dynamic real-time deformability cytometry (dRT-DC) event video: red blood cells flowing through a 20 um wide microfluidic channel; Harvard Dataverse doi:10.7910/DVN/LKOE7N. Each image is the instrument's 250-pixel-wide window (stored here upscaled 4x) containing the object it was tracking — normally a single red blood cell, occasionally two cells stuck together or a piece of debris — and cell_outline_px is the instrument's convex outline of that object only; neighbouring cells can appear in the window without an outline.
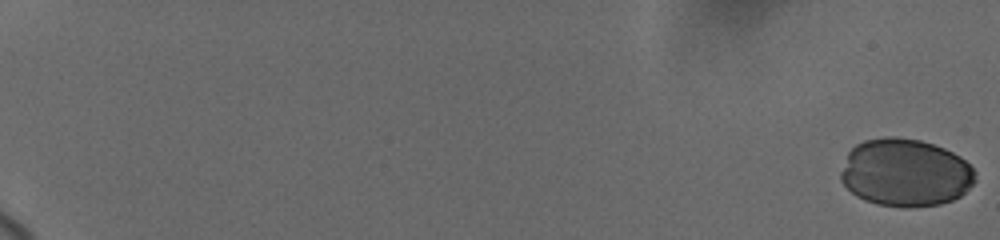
{"species": "human", "species_latin": "Homo sapiens", "temperature_condition": "cold", "stored_images_in_passage": 54, "camera_frame_rate_fps": 3000, "um_per_image_px": 0.085, "donor": {"sex": "female"}, "frame": {"image": 1, "passage_image": 1, "time_ms": 0.0, "image_size_px": [1000, 240], "cell_outline_px": [[976, 180], [960, 196], [952, 200], [940, 204], [912, 208], [904, 208], [876, 204], [864, 200], [856, 196], [840, 180], [840, 172], [848, 152], [856, 144], [864, 140], [884, 136], [896, 136], [920, 140], [944, 148], [960, 156], [976, 172]], "centroid_in_image_um": [76.94, 14.68], "position_along_channel_um": 8.1, "area_um2": 53.47}}
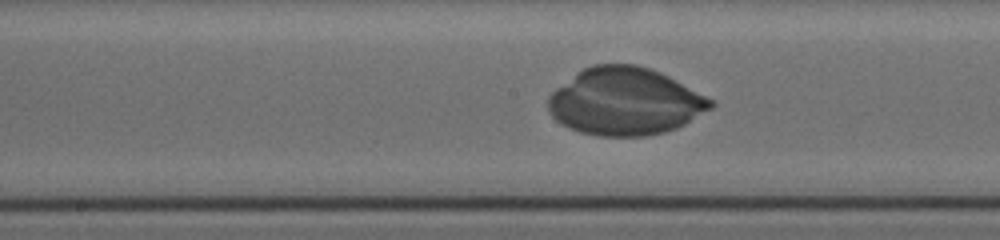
{"frame": {"image": 2, "passage_image": 35, "time_ms": 11.333, "image_size_px": [1000, 240], "cell_outline_px": [[716, 104], [712, 108], [684, 124], [676, 128], [664, 132], [644, 136], [600, 136], [580, 132], [568, 128], [560, 124], [548, 112], [548, 96], [556, 88], [576, 72], [592, 64], [636, 64], [660, 72], [668, 76], [712, 100]], "centroid_in_image_um": [53.08, 8.63], "position_along_channel_um": 195.1, "area_um2": 63.75}}
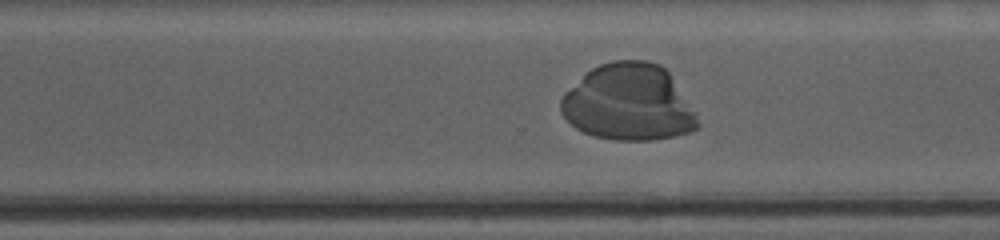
{"frame": {"image": 3, "passage_image": 46, "time_ms": 14.667, "image_size_px": [1000, 240], "cell_outline_px": [[700, 128], [688, 132], [672, 136], [652, 140], [612, 140], [596, 136], [584, 132], [576, 128], [560, 112], [560, 100], [564, 92], [592, 68], [600, 64], [612, 60], [648, 60], [660, 64], [668, 72], [696, 112], [700, 124]], "centroid_in_image_um": [53.44, 8.72], "position_along_channel_um": 317.2, "area_um2": 61.04}}